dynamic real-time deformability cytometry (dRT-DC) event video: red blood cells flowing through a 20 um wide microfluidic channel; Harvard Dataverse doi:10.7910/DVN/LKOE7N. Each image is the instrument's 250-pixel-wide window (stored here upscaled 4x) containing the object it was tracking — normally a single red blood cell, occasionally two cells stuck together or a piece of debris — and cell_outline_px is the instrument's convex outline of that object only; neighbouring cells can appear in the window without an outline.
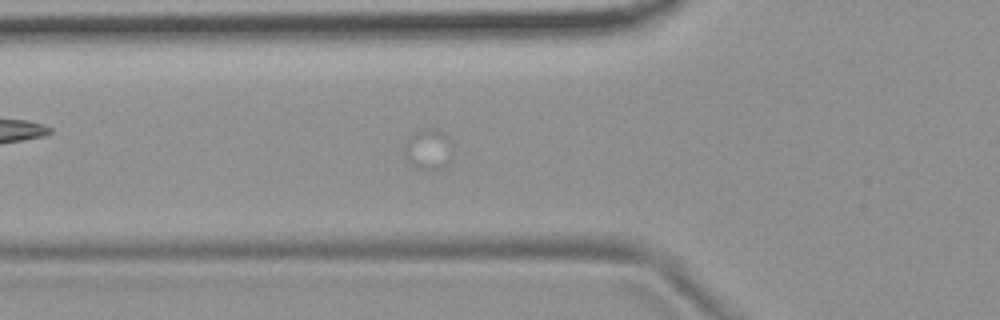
{"species": "common noctule bat (a hibernating species)", "species_latin": "Nyctalus noctula", "temperature_condition": "room temperature", "stored_images_in_passage": 6, "camera_frame_rate_fps": 3000, "um_per_image_px": 0.085, "animal": {"sex": "female", "body_mass_g": 19.9}, "frame": {"image": 1, "passage_image": 6, "time_ms": 1.667, "image_size_px": [1000, 320], "cell_outline_px": [[452, 156], [448, 164], [444, 168], [432, 172], [428, 172], [412, 164], [404, 156], [404, 144], [408, 136], [424, 128], [432, 128], [440, 132], [444, 136]], "centroid_in_image_um": [36.35, 12.75], "position_along_channel_um": 89.5, "area_um2": 11.27}}